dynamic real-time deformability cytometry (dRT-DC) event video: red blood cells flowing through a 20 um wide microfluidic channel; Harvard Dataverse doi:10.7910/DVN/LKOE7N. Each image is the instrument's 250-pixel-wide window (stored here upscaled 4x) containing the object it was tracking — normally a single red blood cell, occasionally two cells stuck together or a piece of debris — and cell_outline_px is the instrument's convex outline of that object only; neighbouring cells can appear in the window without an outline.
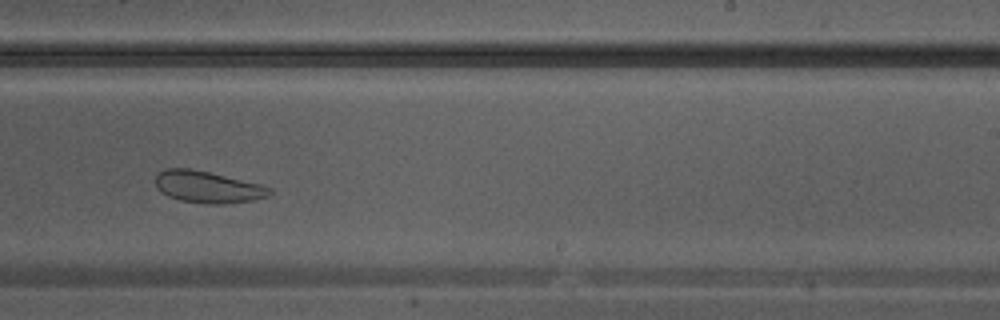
{"species": "Egyptian fruit bat (a non-hibernating species)", "species_latin": "Rousettus aegyptiacus", "temperature_condition": "warm", "stored_images_in_passage": 26, "camera_frame_rate_fps": 3000, "um_per_image_px": 0.085, "animal": {"sex": "male"}, "frame": {"image": 1, "passage_image": 15, "time_ms": 4.667, "image_size_px": [1000, 320], "cell_outline_px": [[272, 192], [268, 196], [252, 200], [224, 204], [208, 204], [180, 200], [168, 196], [160, 192], [156, 188], [156, 172], [164, 168], [188, 168], [208, 172], [260, 184], [272, 188]], "centroid_in_image_um": [17.61, 15.89], "position_along_channel_um": 271.4, "area_um2": 21.15}}